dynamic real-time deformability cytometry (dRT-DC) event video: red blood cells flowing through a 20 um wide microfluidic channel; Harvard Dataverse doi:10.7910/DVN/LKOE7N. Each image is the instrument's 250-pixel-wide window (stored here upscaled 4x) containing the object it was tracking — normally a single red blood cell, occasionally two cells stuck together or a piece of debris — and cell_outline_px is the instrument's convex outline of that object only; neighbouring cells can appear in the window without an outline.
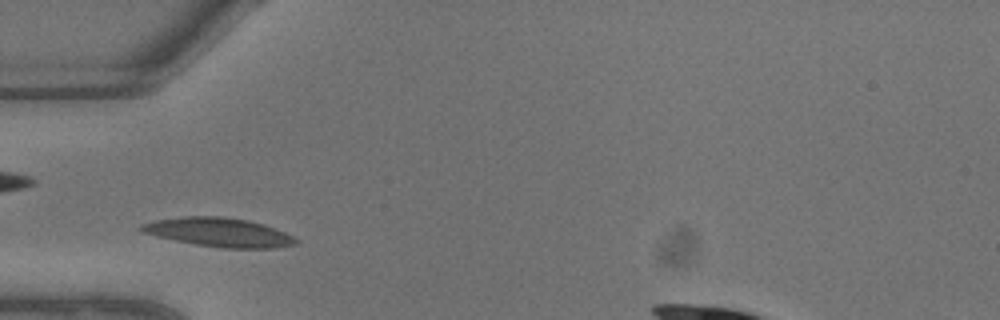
{"species": "common noctule bat (a hibernating species)", "species_latin": "Nyctalus noctula", "temperature_condition": "warm", "stored_images_in_passage": 3, "camera_frame_rate_fps": 3000, "um_per_image_px": 0.085, "animal": {"sex": "male", "body_mass_g": 13.3}, "frame": {"image": 1, "passage_image": 2, "time_ms": 0.333, "image_size_px": [1000, 320], "cell_outline_px": [[300, 240], [296, 244], [272, 248], [220, 248], [196, 244], [156, 236], [140, 232], [140, 224], [156, 220], [184, 216], [224, 216], [248, 220], [264, 224], [284, 232]], "centroid_in_image_um": [18.61, 19.74], "position_along_channel_um": 66.4, "area_um2": 26.01}}